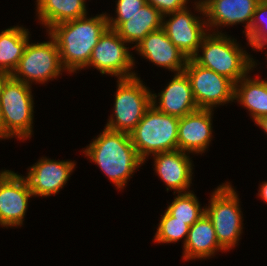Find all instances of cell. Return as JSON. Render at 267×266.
<instances>
[{
  "label": "cell",
  "instance_id": "6da1fadb",
  "mask_svg": "<svg viewBox=\"0 0 267 266\" xmlns=\"http://www.w3.org/2000/svg\"><path fill=\"white\" fill-rule=\"evenodd\" d=\"M108 15L83 16L75 20L56 24L47 32L59 49L60 60L65 70L74 73L85 69L93 48L109 28Z\"/></svg>",
  "mask_w": 267,
  "mask_h": 266
},
{
  "label": "cell",
  "instance_id": "277c9868",
  "mask_svg": "<svg viewBox=\"0 0 267 266\" xmlns=\"http://www.w3.org/2000/svg\"><path fill=\"white\" fill-rule=\"evenodd\" d=\"M178 124L179 118L164 114L151 105L129 133L139 157L145 162L151 154L177 150Z\"/></svg>",
  "mask_w": 267,
  "mask_h": 266
},
{
  "label": "cell",
  "instance_id": "9c48e42d",
  "mask_svg": "<svg viewBox=\"0 0 267 266\" xmlns=\"http://www.w3.org/2000/svg\"><path fill=\"white\" fill-rule=\"evenodd\" d=\"M189 78L194 100L199 109L213 110L216 105L233 102L235 83L189 58L183 70Z\"/></svg>",
  "mask_w": 267,
  "mask_h": 266
},
{
  "label": "cell",
  "instance_id": "8992f818",
  "mask_svg": "<svg viewBox=\"0 0 267 266\" xmlns=\"http://www.w3.org/2000/svg\"><path fill=\"white\" fill-rule=\"evenodd\" d=\"M117 82L114 115H111L105 128L129 134L152 105V93L138 76L118 79Z\"/></svg>",
  "mask_w": 267,
  "mask_h": 266
},
{
  "label": "cell",
  "instance_id": "e0dca14e",
  "mask_svg": "<svg viewBox=\"0 0 267 266\" xmlns=\"http://www.w3.org/2000/svg\"><path fill=\"white\" fill-rule=\"evenodd\" d=\"M158 96L159 102L156 101ZM158 96L152 94V105L164 114L182 118L199 109L193 97L189 78L184 71L176 73Z\"/></svg>",
  "mask_w": 267,
  "mask_h": 266
},
{
  "label": "cell",
  "instance_id": "ffe728a7",
  "mask_svg": "<svg viewBox=\"0 0 267 266\" xmlns=\"http://www.w3.org/2000/svg\"><path fill=\"white\" fill-rule=\"evenodd\" d=\"M183 247V259L186 261L208 258L214 256L216 251L224 250L219 245L214 226L206 214L190 227Z\"/></svg>",
  "mask_w": 267,
  "mask_h": 266
},
{
  "label": "cell",
  "instance_id": "5b68a950",
  "mask_svg": "<svg viewBox=\"0 0 267 266\" xmlns=\"http://www.w3.org/2000/svg\"><path fill=\"white\" fill-rule=\"evenodd\" d=\"M33 96L31 85L10 77L0 94V107L4 123V139H28L32 135Z\"/></svg>",
  "mask_w": 267,
  "mask_h": 266
},
{
  "label": "cell",
  "instance_id": "2e32d148",
  "mask_svg": "<svg viewBox=\"0 0 267 266\" xmlns=\"http://www.w3.org/2000/svg\"><path fill=\"white\" fill-rule=\"evenodd\" d=\"M212 111L197 109L178 124V149L186 153H203L212 140Z\"/></svg>",
  "mask_w": 267,
  "mask_h": 266
},
{
  "label": "cell",
  "instance_id": "d6986e66",
  "mask_svg": "<svg viewBox=\"0 0 267 266\" xmlns=\"http://www.w3.org/2000/svg\"><path fill=\"white\" fill-rule=\"evenodd\" d=\"M109 29L115 30L127 43L137 45L147 34L162 28L163 15L150 4H145L130 17H107Z\"/></svg>",
  "mask_w": 267,
  "mask_h": 266
},
{
  "label": "cell",
  "instance_id": "ba28073f",
  "mask_svg": "<svg viewBox=\"0 0 267 266\" xmlns=\"http://www.w3.org/2000/svg\"><path fill=\"white\" fill-rule=\"evenodd\" d=\"M64 69L59 49L54 38L35 44L28 41L23 56L11 74L15 80L31 85L32 82L45 83L57 78Z\"/></svg>",
  "mask_w": 267,
  "mask_h": 266
},
{
  "label": "cell",
  "instance_id": "ac0fdd59",
  "mask_svg": "<svg viewBox=\"0 0 267 266\" xmlns=\"http://www.w3.org/2000/svg\"><path fill=\"white\" fill-rule=\"evenodd\" d=\"M187 154L189 153L179 149L153 154L154 169L167 185V192L169 188L174 190V194L188 192V187L192 183L193 167L192 160Z\"/></svg>",
  "mask_w": 267,
  "mask_h": 266
},
{
  "label": "cell",
  "instance_id": "4dcf8cb0",
  "mask_svg": "<svg viewBox=\"0 0 267 266\" xmlns=\"http://www.w3.org/2000/svg\"><path fill=\"white\" fill-rule=\"evenodd\" d=\"M255 123H256V125H258L259 127H261V129H263L266 132V134H267V116L258 118L255 121Z\"/></svg>",
  "mask_w": 267,
  "mask_h": 266
},
{
  "label": "cell",
  "instance_id": "9a60e30c",
  "mask_svg": "<svg viewBox=\"0 0 267 266\" xmlns=\"http://www.w3.org/2000/svg\"><path fill=\"white\" fill-rule=\"evenodd\" d=\"M133 48L140 56L175 73L182 72L186 67L187 56L169 40L163 28L147 34L130 49Z\"/></svg>",
  "mask_w": 267,
  "mask_h": 266
},
{
  "label": "cell",
  "instance_id": "52a82bcc",
  "mask_svg": "<svg viewBox=\"0 0 267 266\" xmlns=\"http://www.w3.org/2000/svg\"><path fill=\"white\" fill-rule=\"evenodd\" d=\"M209 203L205 214L214 226L217 241L224 251L232 249L238 244L243 228L238 195L226 182L215 189Z\"/></svg>",
  "mask_w": 267,
  "mask_h": 266
},
{
  "label": "cell",
  "instance_id": "4316f807",
  "mask_svg": "<svg viewBox=\"0 0 267 266\" xmlns=\"http://www.w3.org/2000/svg\"><path fill=\"white\" fill-rule=\"evenodd\" d=\"M189 0H146L156 8L163 16L185 9Z\"/></svg>",
  "mask_w": 267,
  "mask_h": 266
},
{
  "label": "cell",
  "instance_id": "603a6c76",
  "mask_svg": "<svg viewBox=\"0 0 267 266\" xmlns=\"http://www.w3.org/2000/svg\"><path fill=\"white\" fill-rule=\"evenodd\" d=\"M29 41V31L14 26L0 33V71L12 74Z\"/></svg>",
  "mask_w": 267,
  "mask_h": 266
},
{
  "label": "cell",
  "instance_id": "7c38bea8",
  "mask_svg": "<svg viewBox=\"0 0 267 266\" xmlns=\"http://www.w3.org/2000/svg\"><path fill=\"white\" fill-rule=\"evenodd\" d=\"M168 15L172 17L165 21ZM206 25L205 19L201 20L200 17L193 16L186 7L180 11L164 15L162 28L169 40L189 59L199 52L203 38L209 33L206 32Z\"/></svg>",
  "mask_w": 267,
  "mask_h": 266
},
{
  "label": "cell",
  "instance_id": "cb8c5ba5",
  "mask_svg": "<svg viewBox=\"0 0 267 266\" xmlns=\"http://www.w3.org/2000/svg\"><path fill=\"white\" fill-rule=\"evenodd\" d=\"M200 206L196 195L188 191L178 193V196L168 205L166 211L176 220L184 221L191 227L205 214V208Z\"/></svg>",
  "mask_w": 267,
  "mask_h": 266
},
{
  "label": "cell",
  "instance_id": "3957f363",
  "mask_svg": "<svg viewBox=\"0 0 267 266\" xmlns=\"http://www.w3.org/2000/svg\"><path fill=\"white\" fill-rule=\"evenodd\" d=\"M199 52L192 59L200 66L213 70L235 84L253 69L255 61L234 39L224 33L209 32L202 40Z\"/></svg>",
  "mask_w": 267,
  "mask_h": 266
},
{
  "label": "cell",
  "instance_id": "5bb4252c",
  "mask_svg": "<svg viewBox=\"0 0 267 266\" xmlns=\"http://www.w3.org/2000/svg\"><path fill=\"white\" fill-rule=\"evenodd\" d=\"M42 158L28 169L25 179L33 196L47 197L57 194L65 186L76 164Z\"/></svg>",
  "mask_w": 267,
  "mask_h": 266
},
{
  "label": "cell",
  "instance_id": "f546056e",
  "mask_svg": "<svg viewBox=\"0 0 267 266\" xmlns=\"http://www.w3.org/2000/svg\"><path fill=\"white\" fill-rule=\"evenodd\" d=\"M11 77L10 73L0 71V94L3 90V86L6 83V81Z\"/></svg>",
  "mask_w": 267,
  "mask_h": 266
},
{
  "label": "cell",
  "instance_id": "7402d4cb",
  "mask_svg": "<svg viewBox=\"0 0 267 266\" xmlns=\"http://www.w3.org/2000/svg\"><path fill=\"white\" fill-rule=\"evenodd\" d=\"M242 77L235 84L234 100L250 111L254 121L267 116V80ZM240 83V84H239Z\"/></svg>",
  "mask_w": 267,
  "mask_h": 266
},
{
  "label": "cell",
  "instance_id": "484cf974",
  "mask_svg": "<svg viewBox=\"0 0 267 266\" xmlns=\"http://www.w3.org/2000/svg\"><path fill=\"white\" fill-rule=\"evenodd\" d=\"M267 0H261L255 9L249 30L246 32L248 44L259 51L267 46ZM264 17V18H263ZM266 24V26H265Z\"/></svg>",
  "mask_w": 267,
  "mask_h": 266
},
{
  "label": "cell",
  "instance_id": "4fadbf2b",
  "mask_svg": "<svg viewBox=\"0 0 267 266\" xmlns=\"http://www.w3.org/2000/svg\"><path fill=\"white\" fill-rule=\"evenodd\" d=\"M261 0H200L195 9L207 17V27L235 25L246 22L249 30L257 4Z\"/></svg>",
  "mask_w": 267,
  "mask_h": 266
},
{
  "label": "cell",
  "instance_id": "44dd1931",
  "mask_svg": "<svg viewBox=\"0 0 267 266\" xmlns=\"http://www.w3.org/2000/svg\"><path fill=\"white\" fill-rule=\"evenodd\" d=\"M40 23L49 30L56 24L68 22L87 15L86 0H37Z\"/></svg>",
  "mask_w": 267,
  "mask_h": 266
},
{
  "label": "cell",
  "instance_id": "1f68e13d",
  "mask_svg": "<svg viewBox=\"0 0 267 266\" xmlns=\"http://www.w3.org/2000/svg\"><path fill=\"white\" fill-rule=\"evenodd\" d=\"M0 139H4V123H3V115L0 107Z\"/></svg>",
  "mask_w": 267,
  "mask_h": 266
},
{
  "label": "cell",
  "instance_id": "f1b7e54d",
  "mask_svg": "<svg viewBox=\"0 0 267 266\" xmlns=\"http://www.w3.org/2000/svg\"><path fill=\"white\" fill-rule=\"evenodd\" d=\"M263 184H261L259 187V192L258 195L260 196V198L262 200H265V202L267 203V181L262 182Z\"/></svg>",
  "mask_w": 267,
  "mask_h": 266
},
{
  "label": "cell",
  "instance_id": "30bf717a",
  "mask_svg": "<svg viewBox=\"0 0 267 266\" xmlns=\"http://www.w3.org/2000/svg\"><path fill=\"white\" fill-rule=\"evenodd\" d=\"M125 43L127 42L115 30L108 28L93 48L86 68L95 67L102 75L109 74L118 79L136 77V73L131 71L135 59L130 54L129 47H125Z\"/></svg>",
  "mask_w": 267,
  "mask_h": 266
},
{
  "label": "cell",
  "instance_id": "d4e9b609",
  "mask_svg": "<svg viewBox=\"0 0 267 266\" xmlns=\"http://www.w3.org/2000/svg\"><path fill=\"white\" fill-rule=\"evenodd\" d=\"M161 216L157 232L154 236V242L173 243L183 238L185 244L190 226L184 221L176 220L166 210L164 215L162 214Z\"/></svg>",
  "mask_w": 267,
  "mask_h": 266
},
{
  "label": "cell",
  "instance_id": "8fae6325",
  "mask_svg": "<svg viewBox=\"0 0 267 266\" xmlns=\"http://www.w3.org/2000/svg\"><path fill=\"white\" fill-rule=\"evenodd\" d=\"M33 194L27 180L11 170L0 172V225H23L28 200Z\"/></svg>",
  "mask_w": 267,
  "mask_h": 266
},
{
  "label": "cell",
  "instance_id": "83f0119b",
  "mask_svg": "<svg viewBox=\"0 0 267 266\" xmlns=\"http://www.w3.org/2000/svg\"><path fill=\"white\" fill-rule=\"evenodd\" d=\"M145 4H147L146 0H117L116 17H130Z\"/></svg>",
  "mask_w": 267,
  "mask_h": 266
},
{
  "label": "cell",
  "instance_id": "7a4b0ae2",
  "mask_svg": "<svg viewBox=\"0 0 267 266\" xmlns=\"http://www.w3.org/2000/svg\"><path fill=\"white\" fill-rule=\"evenodd\" d=\"M83 151L120 190L144 163L128 133L106 128Z\"/></svg>",
  "mask_w": 267,
  "mask_h": 266
}]
</instances>
